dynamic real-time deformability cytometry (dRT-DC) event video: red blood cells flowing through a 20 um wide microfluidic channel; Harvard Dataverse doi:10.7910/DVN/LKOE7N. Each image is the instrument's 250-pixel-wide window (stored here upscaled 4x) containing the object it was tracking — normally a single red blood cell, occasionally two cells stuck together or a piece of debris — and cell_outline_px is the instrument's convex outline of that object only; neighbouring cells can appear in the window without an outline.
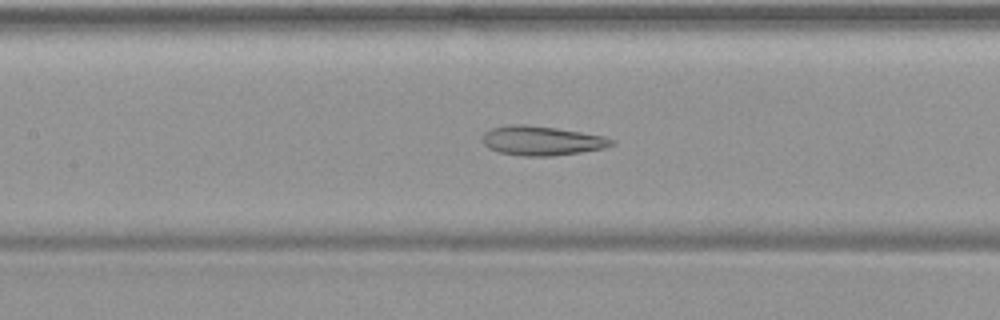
{"species": "common noctule bat (a hibernating species)", "species_latin": "Nyctalus noctula", "temperature_condition": "warm", "stored_images_in_passage": 50, "camera_frame_rate_fps": 3000, "um_per_image_px": 0.085, "animal": {"sex": "female", "body_mass_g": 19.9}, "frame": {"image": 1, "passage_image": 23, "time_ms": 7.333, "image_size_px": [1000, 320], "cell_outline_px": [[616, 144], [604, 148], [580, 152], [552, 156], [520, 156], [496, 152], [488, 148], [484, 144], [484, 132], [492, 128], [512, 124], [524, 124], [556, 128], [604, 136], [616, 140]], "centroid_in_image_um": [46.06, 11.97], "position_along_channel_um": 161.3, "area_um2": 22.14}}
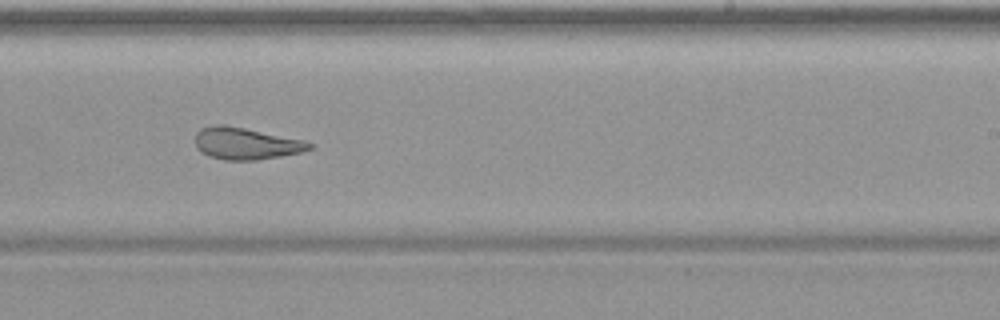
{"frame": {"image": 2, "passage_image": 31, "time_ms": 10.0, "image_size_px": [1000, 320], "cell_outline_px": [[316, 144], [312, 148], [300, 152], [280, 156], [256, 160], [224, 160], [208, 156], [200, 152], [196, 148], [196, 132], [200, 128], [212, 124], [224, 124], [304, 140]], "centroid_in_image_um": [20.87, 12.19], "position_along_channel_um": 268.1, "area_um2": 21.33}}
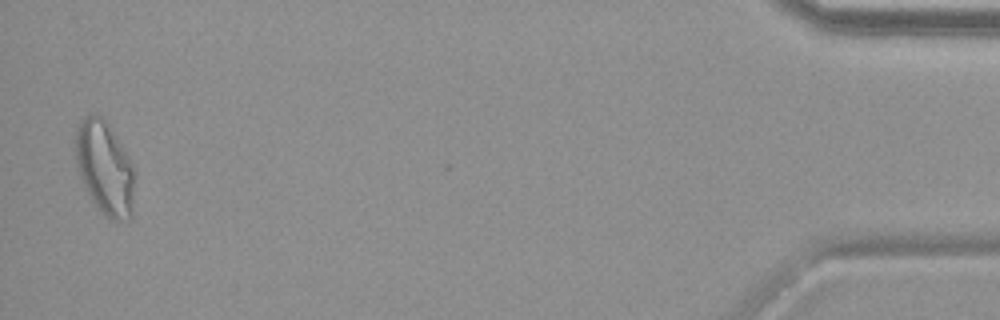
{"frame": {"image": 3, "passage_image": 49, "time_ms": 16.0, "image_size_px": [1000, 320], "cell_outline_px": [[132, 216], [128, 220], [112, 220], [104, 216], [100, 212], [92, 200], [80, 176], [76, 160], [76, 132], [80, 120], [84, 116], [92, 112], [96, 112], [104, 116], [128, 156], [132, 164]], "centroid_in_image_um": [8.88, 14.23], "position_along_channel_um": 426.3, "area_um2": 31.91}}